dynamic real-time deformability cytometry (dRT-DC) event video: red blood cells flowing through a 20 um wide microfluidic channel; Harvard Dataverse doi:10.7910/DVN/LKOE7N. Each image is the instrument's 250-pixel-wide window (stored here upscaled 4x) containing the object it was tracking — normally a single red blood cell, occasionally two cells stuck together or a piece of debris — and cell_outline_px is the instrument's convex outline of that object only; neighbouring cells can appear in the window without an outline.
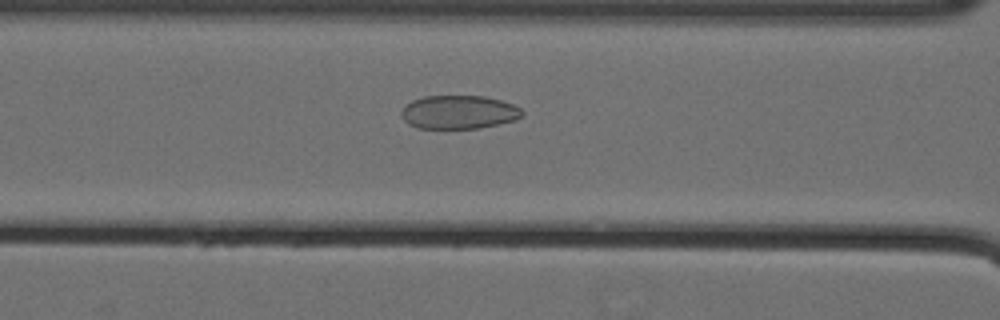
{"species": "Egyptian fruit bat (a non-hibernating species)", "species_latin": "Rousettus aegyptiacus", "temperature_condition": "cold", "stored_images_in_passage": 43, "camera_frame_rate_fps": 3000, "um_per_image_px": 0.085, "animal": {"sex": "female"}, "frame": {"image": 1, "passage_image": 17, "time_ms": 5.333, "image_size_px": [1000, 320], "cell_outline_px": [[524, 116], [516, 120], [480, 128], [416, 128], [408, 124], [404, 120], [400, 112], [404, 104], [412, 100], [424, 96], [484, 96], [500, 100], [512, 104], [520, 108], [524, 112]], "centroid_in_image_um": [38.99, 9.53], "position_along_channel_um": 127.6, "area_um2": 23.81}}
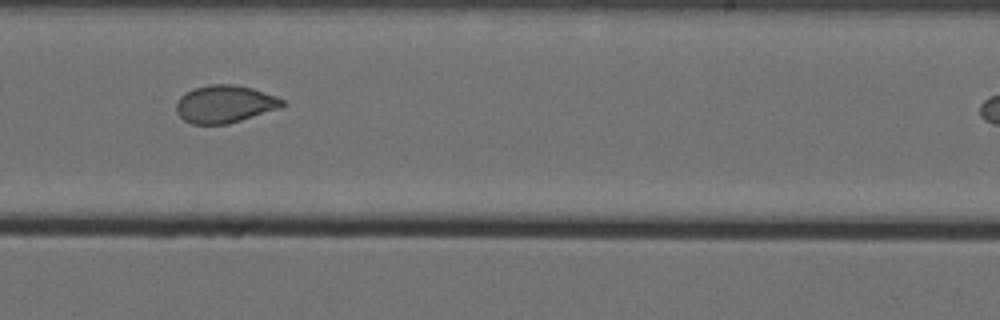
{"frame": {"image": 2, "passage_image": 29, "time_ms": 9.333, "image_size_px": [1000, 320], "cell_outline_px": [[284, 104], [280, 108], [228, 124], [192, 124], [184, 120], [176, 112], [176, 104], [180, 96], [192, 88], [212, 84], [232, 84], [252, 88], [276, 96], [284, 100]], "centroid_in_image_um": [19.08, 8.84], "position_along_channel_um": 269.9, "area_um2": 23.18}}
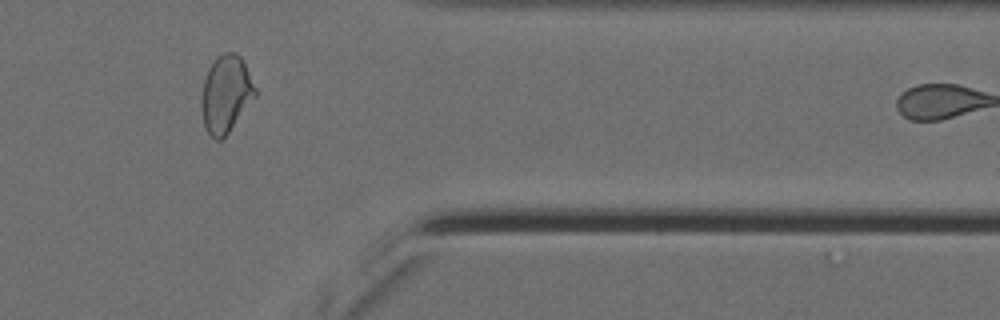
{"frame": {"image": 3, "passage_image": 40, "time_ms": 13.0, "image_size_px": [1000, 320], "cell_outline_px": [[256, 96], [228, 132], [220, 140], [216, 140], [204, 128], [200, 104], [200, 100], [204, 80], [208, 68], [216, 56], [224, 52], [236, 52], [240, 56], [256, 88]], "centroid_in_image_um": [19.17, 7.97], "position_along_channel_um": 392.2, "area_um2": 24.1}}